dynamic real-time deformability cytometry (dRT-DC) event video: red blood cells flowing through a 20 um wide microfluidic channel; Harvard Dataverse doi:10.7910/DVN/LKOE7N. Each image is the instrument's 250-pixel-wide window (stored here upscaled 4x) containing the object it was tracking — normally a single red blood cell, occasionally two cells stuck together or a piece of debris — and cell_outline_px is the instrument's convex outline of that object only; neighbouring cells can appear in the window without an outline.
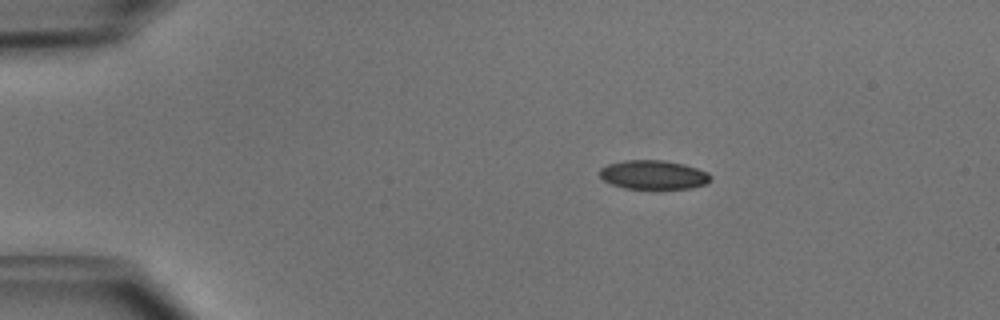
{"species": "common noctule bat (a hibernating species)", "species_latin": "Nyctalus noctula", "temperature_condition": "cold", "stored_images_in_passage": 42, "camera_frame_rate_fps": 3000, "um_per_image_px": 0.085, "animal": {"sex": "male", "body_mass_g": 15.6}, "frame": {"image": 1, "passage_image": 1, "time_ms": 0.0, "image_size_px": [1000, 320], "cell_outline_px": [[712, 180], [704, 184], [692, 188], [652, 192], [624, 188], [612, 184], [604, 180], [600, 176], [600, 168], [608, 164], [624, 160], [664, 160], [684, 164], [708, 172], [712, 176]], "centroid_in_image_um": [55.57, 14.91], "position_along_channel_um": 29.4, "area_um2": 19.65}}
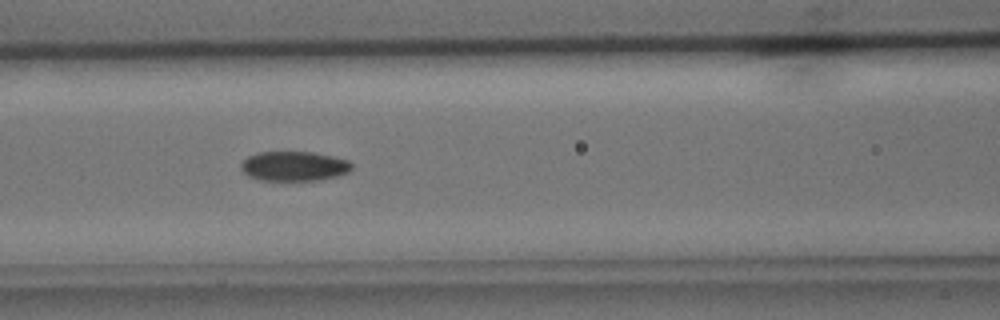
{"frame": {"image": 2, "passage_image": 14, "time_ms": 4.333, "image_size_px": [1000, 320], "cell_outline_px": [[352, 168], [348, 172], [336, 176], [316, 180], [260, 180], [248, 176], [240, 168], [240, 164], [248, 156], [256, 152], [312, 152], [332, 156], [348, 160], [352, 164]], "centroid_in_image_um": [24.97, 14.12], "position_along_channel_um": 141.6, "area_um2": 19.07}}
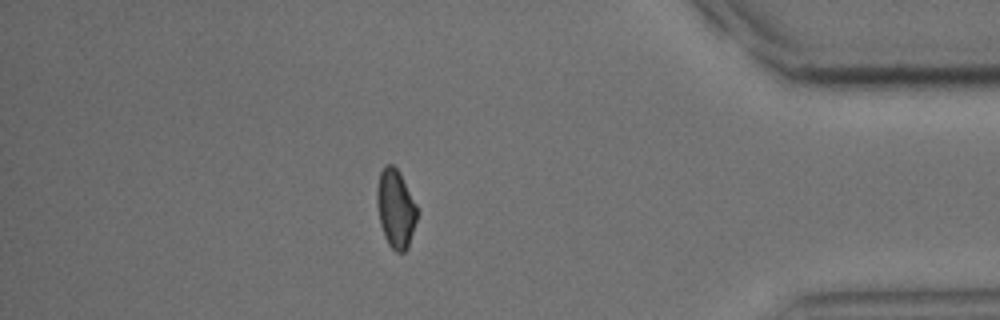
{"frame": {"image": 3, "passage_image": 36, "time_ms": 11.667, "image_size_px": [1000, 320], "cell_outline_px": [[416, 220], [408, 248], [404, 252], [396, 252], [388, 244], [384, 236], [380, 224], [376, 200], [376, 188], [380, 172], [388, 164], [392, 164], [400, 172], [416, 204]], "centroid_in_image_um": [33.61, 17.73], "position_along_channel_um": 401.6, "area_um2": 18.26}, "authors_computed_cell_mechanics": {"area_um2": 19.2185, "velocity_mm_per_s": 3.995, "shape_relaxation_time_tau1_ms": 2.8231, "shape_relaxation_time_tau2_ms": null, "deformation_change_tau1": 0.089, "deformation_change_tau2": null}}